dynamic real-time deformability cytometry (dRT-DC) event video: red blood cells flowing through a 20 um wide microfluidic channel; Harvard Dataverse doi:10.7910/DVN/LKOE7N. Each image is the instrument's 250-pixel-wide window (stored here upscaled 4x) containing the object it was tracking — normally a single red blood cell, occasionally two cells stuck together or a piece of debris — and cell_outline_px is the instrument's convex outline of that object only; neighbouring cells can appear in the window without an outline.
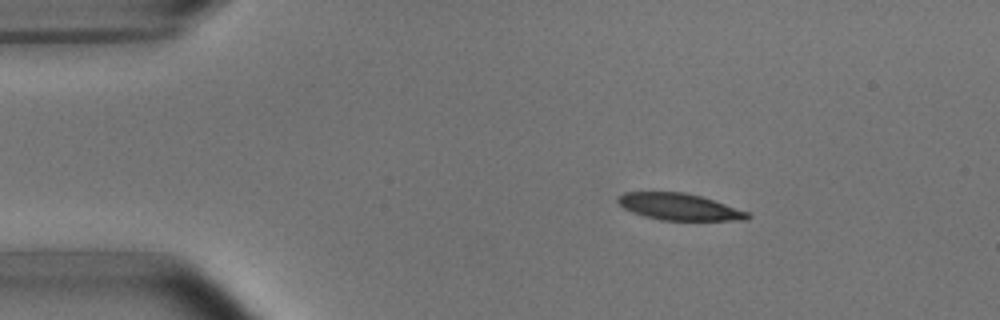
{"species": "common noctule bat (a hibernating species)", "species_latin": "Nyctalus noctula", "temperature_condition": "room temperature", "stored_images_in_passage": 4, "camera_frame_rate_fps": 3000, "um_per_image_px": 0.085, "animal": {"sex": "male", "body_mass_g": 15.6}, "frame": {"image": 1, "passage_image": 2, "time_ms": 1.0, "image_size_px": [1000, 320], "cell_outline_px": [[752, 216], [748, 220], [660, 220], [644, 216], [632, 212], [624, 208], [616, 200], [616, 196], [624, 192], [684, 192], [700, 196], [748, 212]], "centroid_in_image_um": [57.69, 17.58], "position_along_channel_um": 27.3, "area_um2": 20.06}}